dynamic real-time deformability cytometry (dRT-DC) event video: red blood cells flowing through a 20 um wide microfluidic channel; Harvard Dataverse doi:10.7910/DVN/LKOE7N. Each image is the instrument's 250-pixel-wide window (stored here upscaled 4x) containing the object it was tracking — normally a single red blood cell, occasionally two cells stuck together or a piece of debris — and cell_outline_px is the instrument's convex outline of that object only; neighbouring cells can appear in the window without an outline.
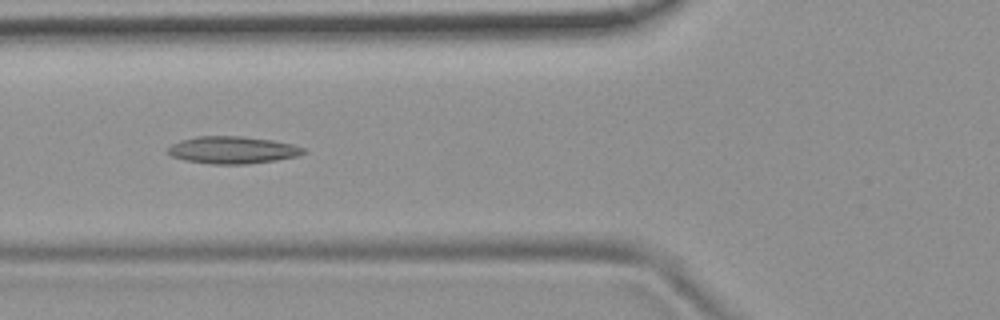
{"species": "common noctule bat (a hibernating species)", "species_latin": "Nyctalus noctula", "temperature_condition": "room temperature", "stored_images_in_passage": 53, "camera_frame_rate_fps": 3000, "um_per_image_px": 0.085, "animal": {"sex": "female", "body_mass_g": 19.9}, "frame": {"image": 1, "passage_image": 20, "time_ms": 6.333, "image_size_px": [1000, 320], "cell_outline_px": [[308, 152], [296, 156], [276, 160], [248, 164], [212, 164], [184, 160], [172, 156], [168, 152], [168, 148], [172, 144], [180, 140], [196, 136], [244, 136], [272, 140], [292, 144], [308, 148]], "centroid_in_image_um": [19.8, 12.74], "position_along_channel_um": 106.0, "area_um2": 21.68}}
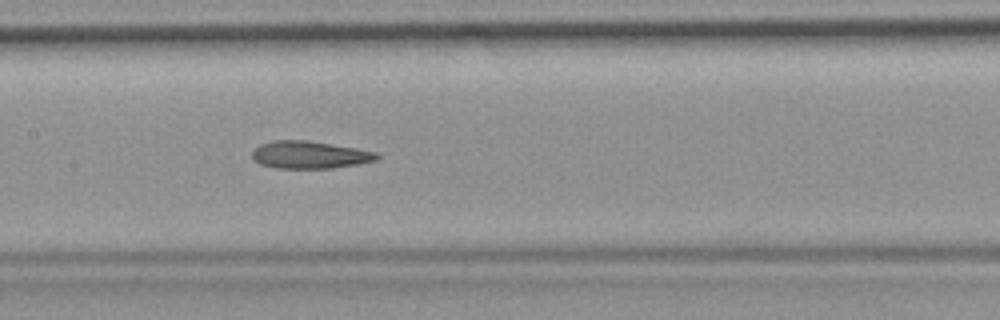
{"frame": {"image": 2, "passage_image": 26, "time_ms": 8.333, "image_size_px": [1000, 320], "cell_outline_px": [[380, 156], [376, 160], [356, 164], [332, 168], [276, 168], [260, 164], [252, 160], [252, 152], [260, 144], [272, 140], [308, 140], [356, 148], [376, 152]], "centroid_in_image_um": [26.28, 13.15], "position_along_channel_um": 181.1, "area_um2": 19.94}}
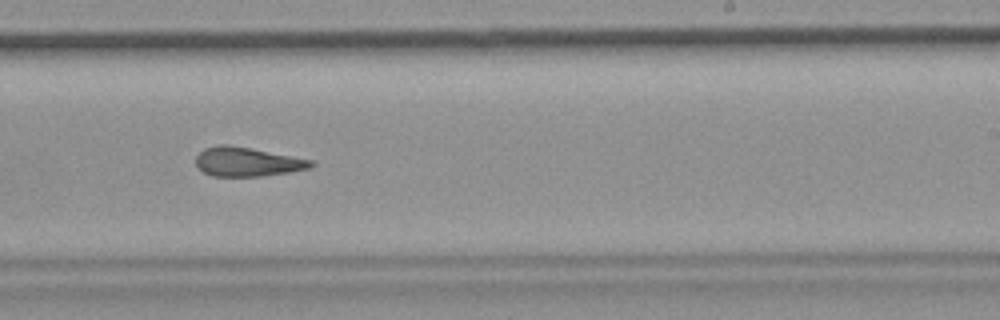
{"frame": {"image": 3, "passage_image": 33, "time_ms": 10.667, "image_size_px": [1000, 320], "cell_outline_px": [[316, 164], [312, 168], [288, 172], [260, 176], [212, 176], [196, 168], [196, 156], [204, 148], [220, 144], [228, 144], [312, 160]], "centroid_in_image_um": [20.99, 13.76], "position_along_channel_um": 268.0, "area_um2": 19.48}, "authors_computed_cell_mechanics": {"area_um2": 20.7502, "velocity_mm_per_s": 3.7449, "shape_relaxation_time_tau1_ms": null, "shape_relaxation_time_tau2_ms": 3.5915, "deformation_change_tau1": null, "deformation_change_tau2": 0.1417}}